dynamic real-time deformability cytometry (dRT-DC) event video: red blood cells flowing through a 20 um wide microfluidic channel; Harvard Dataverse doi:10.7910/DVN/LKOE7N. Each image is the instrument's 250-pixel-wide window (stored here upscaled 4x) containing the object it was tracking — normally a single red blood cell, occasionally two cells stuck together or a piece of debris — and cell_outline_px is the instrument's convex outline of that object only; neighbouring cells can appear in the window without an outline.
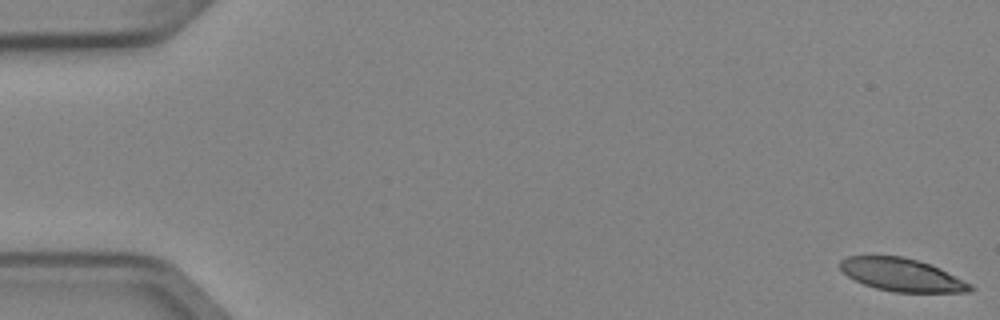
{"species": "Egyptian fruit bat (a non-hibernating species)", "species_latin": "Rousettus aegyptiacus", "temperature_condition": "cold", "stored_images_in_passage": 15, "camera_frame_rate_fps": 3000, "um_per_image_px": 0.085, "animal": {"sex": "female"}, "frame": {"image": 1, "passage_image": 1, "time_ms": 0.0, "image_size_px": [1000, 320], "cell_outline_px": [[976, 288], [968, 292], [892, 292], [876, 288], [864, 284], [848, 276], [840, 268], [840, 260], [848, 256], [900, 256], [916, 260], [940, 268], [972, 284]], "centroid_in_image_um": [76.68, 23.37], "position_along_channel_um": 8.3, "area_um2": 24.74}}